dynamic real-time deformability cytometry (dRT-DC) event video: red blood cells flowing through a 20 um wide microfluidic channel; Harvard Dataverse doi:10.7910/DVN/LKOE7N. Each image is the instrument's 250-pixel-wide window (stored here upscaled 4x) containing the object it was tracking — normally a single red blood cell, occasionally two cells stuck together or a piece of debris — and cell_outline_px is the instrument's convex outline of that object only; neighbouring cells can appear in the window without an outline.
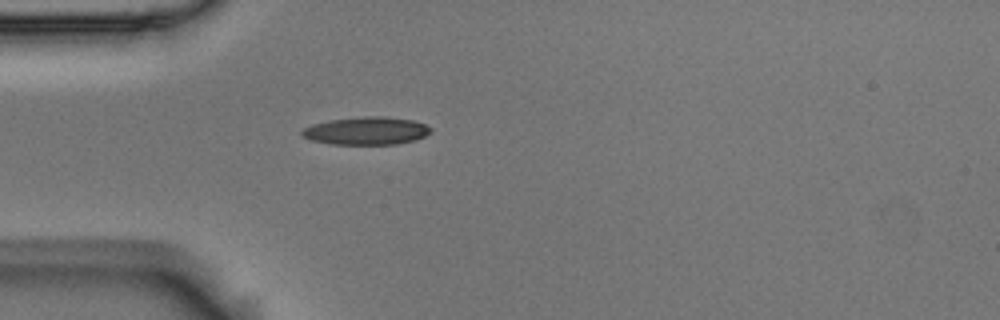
{"species": "Egyptian fruit bat (a non-hibernating species)", "species_latin": "Rousettus aegyptiacus", "temperature_condition": "room temperature", "stored_images_in_passage": 4, "camera_frame_rate_fps": 3000, "um_per_image_px": 0.085, "animal": {"sex": "male"}, "frame": {"image": 1, "passage_image": 4, "time_ms": 1.0, "image_size_px": [1000, 320], "cell_outline_px": [[432, 132], [416, 140], [396, 144], [332, 144], [312, 140], [300, 136], [300, 132], [304, 128], [312, 124], [332, 120], [364, 116], [384, 116], [412, 120], [424, 124], [432, 128]], "centroid_in_image_um": [31.15, 11.12], "position_along_channel_um": 53.9, "area_um2": 20.87}}